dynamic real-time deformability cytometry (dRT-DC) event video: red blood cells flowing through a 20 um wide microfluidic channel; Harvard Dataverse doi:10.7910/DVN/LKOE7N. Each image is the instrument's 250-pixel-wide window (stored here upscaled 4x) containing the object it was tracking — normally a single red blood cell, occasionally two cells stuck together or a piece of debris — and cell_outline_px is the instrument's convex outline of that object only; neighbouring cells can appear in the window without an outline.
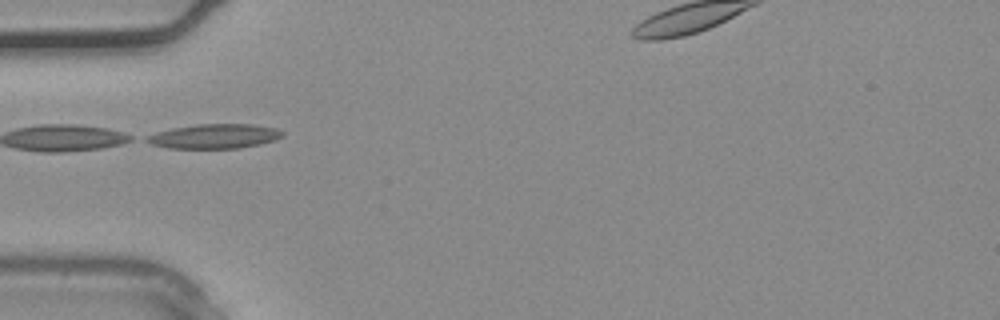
{"species": "common noctule bat (a hibernating species)", "species_latin": "Nyctalus noctula", "temperature_condition": "warm", "stored_images_in_passage": 3, "camera_frame_rate_fps": 3000, "um_per_image_px": 0.085, "animal": {"sex": "male", "body_mass_g": 20.4}, "frame": {"image": 1, "passage_image": 3, "time_ms": 0.667, "image_size_px": [1000, 320], "cell_outline_px": [[284, 136], [276, 140], [260, 144], [240, 148], [168, 148], [152, 144], [144, 140], [144, 136], [156, 132], [172, 128], [196, 124], [252, 124], [276, 128], [284, 132]], "centroid_in_image_um": [18.23, 11.58], "position_along_channel_um": 66.8, "area_um2": 19.54}}